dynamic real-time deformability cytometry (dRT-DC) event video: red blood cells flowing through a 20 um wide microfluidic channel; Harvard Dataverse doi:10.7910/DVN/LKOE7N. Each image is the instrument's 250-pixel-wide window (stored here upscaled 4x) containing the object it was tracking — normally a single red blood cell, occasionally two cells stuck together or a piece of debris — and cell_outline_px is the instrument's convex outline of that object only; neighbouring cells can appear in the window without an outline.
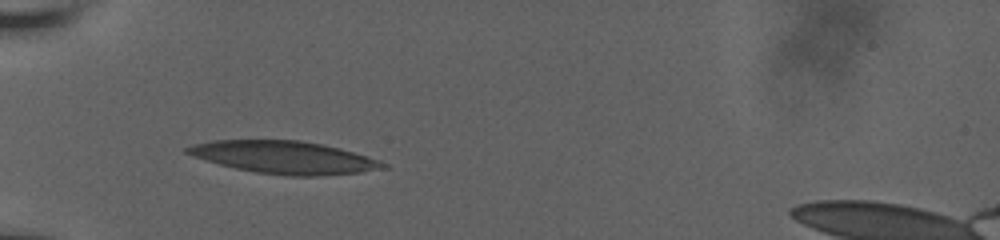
{"species": "human", "species_latin": "Homo sapiens", "temperature_condition": "room temperature", "stored_images_in_passage": 37, "camera_frame_rate_fps": 3000, "um_per_image_px": 0.085, "donor": {"sex": "male"}, "frame": {"image": 1, "passage_image": 1, "time_ms": 0.0, "image_size_px": [1000, 240], "cell_outline_px": [[388, 168], [360, 172], [316, 176], [288, 176], [256, 172], [236, 168], [220, 164], [192, 156], [184, 152], [184, 148], [192, 144], [212, 140], [300, 140], [324, 144], [340, 148], [368, 156], [380, 160], [388, 164]], "centroid_in_image_um": [24.17, 13.37], "position_along_channel_um": 60.8, "area_um2": 37.28}}
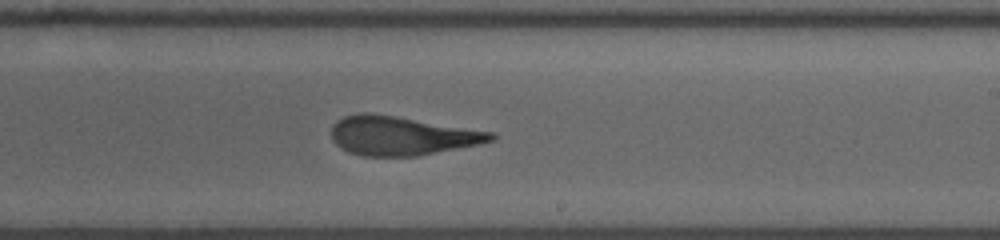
{"frame": {"image": 2, "passage_image": 17, "time_ms": 5.333, "image_size_px": [1000, 240], "cell_outline_px": [[496, 140], [480, 144], [416, 156], [364, 156], [348, 152], [340, 148], [332, 140], [332, 124], [336, 120], [344, 116], [360, 112], [368, 112], [396, 116], [496, 132]], "centroid_in_image_um": [34.14, 11.53], "position_along_channel_um": 254.9, "area_um2": 36.53}}
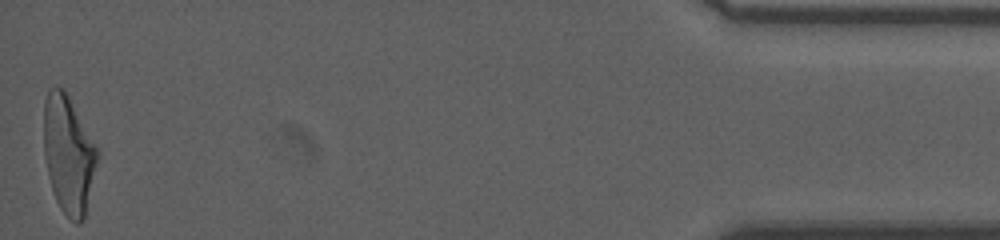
{"frame": {"image": 3, "passage_image": 37, "time_ms": 12.0, "image_size_px": [1000, 240], "cell_outline_px": [[100, 152], [84, 216], [80, 224], [76, 224], [60, 208], [56, 200], [48, 176], [44, 152], [44, 100], [48, 88], [64, 88]], "centroid_in_image_um": [5.82, 13.1], "position_along_channel_um": 429.4, "area_um2": 36.47}, "authors_computed_cell_mechanics": {"area_um2": 36.414, "velocity_mm_per_s": 3.8435, "shape_relaxation_time_tau1_ms": 8.0053, "shape_relaxation_time_tau2_ms": 1.5886, "deformation_change_tau1": 0.2698, "deformation_change_tau2": 0.1174}}